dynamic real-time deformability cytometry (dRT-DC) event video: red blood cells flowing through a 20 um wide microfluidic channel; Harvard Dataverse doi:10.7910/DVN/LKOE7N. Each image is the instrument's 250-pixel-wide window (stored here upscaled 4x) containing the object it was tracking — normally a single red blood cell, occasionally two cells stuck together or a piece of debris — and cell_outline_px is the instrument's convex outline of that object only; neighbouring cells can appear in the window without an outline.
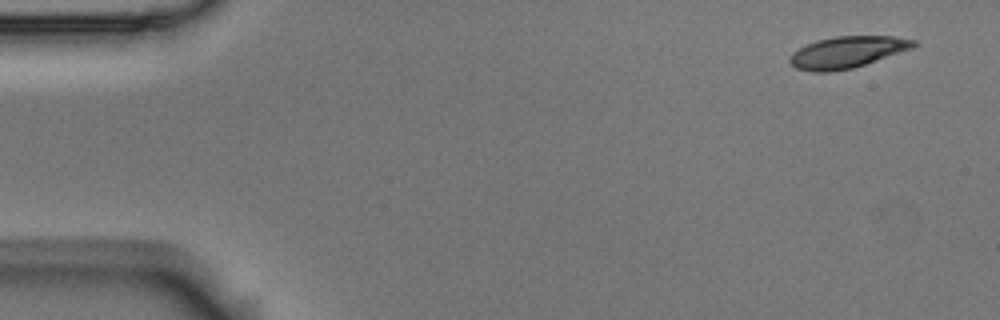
{"species": "Egyptian fruit bat (a non-hibernating species)", "species_latin": "Rousettus aegyptiacus", "temperature_condition": "room temperature", "stored_images_in_passage": 6, "camera_frame_rate_fps": 3000, "um_per_image_px": 0.085, "animal": {"sex": "male"}, "frame": {"image": 1, "passage_image": 1, "time_ms": 0.0, "image_size_px": [1000, 320], "cell_outline_px": [[920, 44], [912, 48], [852, 68], [828, 72], [812, 72], [796, 68], [788, 60], [792, 52], [816, 40], [836, 36], [892, 36], [920, 40]], "centroid_in_image_um": [72.04, 4.42], "position_along_channel_um": 13.0, "area_um2": 22.72}}
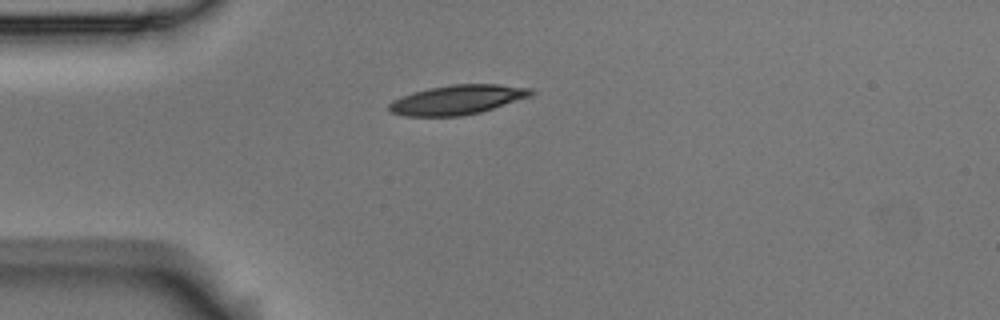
{"frame": {"image": 2, "passage_image": 4, "time_ms": 1.0, "image_size_px": [1000, 320], "cell_outline_px": [[536, 92], [532, 96], [480, 112], [460, 116], [404, 116], [392, 112], [388, 108], [388, 104], [392, 100], [412, 92], [428, 88], [452, 84], [496, 84], [532, 88]], "centroid_in_image_um": [38.89, 8.47], "position_along_channel_um": 46.1, "area_um2": 24.45}}
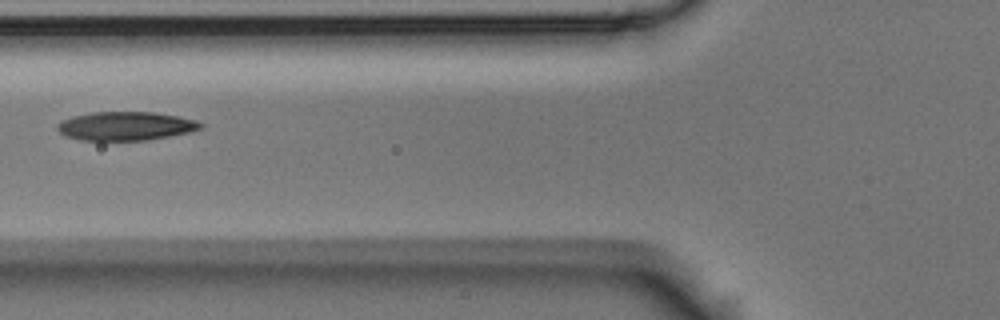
{"frame": {"image": 3, "passage_image": 6, "time_ms": 1.667, "image_size_px": [1000, 320], "cell_outline_px": [[204, 128], [188, 132], [148, 140], [80, 140], [64, 136], [56, 128], [56, 124], [60, 120], [72, 116], [92, 112], [156, 112], [196, 120], [204, 124]], "centroid_in_image_um": [10.65, 10.71], "position_along_channel_um": 115.2, "area_um2": 24.1}}